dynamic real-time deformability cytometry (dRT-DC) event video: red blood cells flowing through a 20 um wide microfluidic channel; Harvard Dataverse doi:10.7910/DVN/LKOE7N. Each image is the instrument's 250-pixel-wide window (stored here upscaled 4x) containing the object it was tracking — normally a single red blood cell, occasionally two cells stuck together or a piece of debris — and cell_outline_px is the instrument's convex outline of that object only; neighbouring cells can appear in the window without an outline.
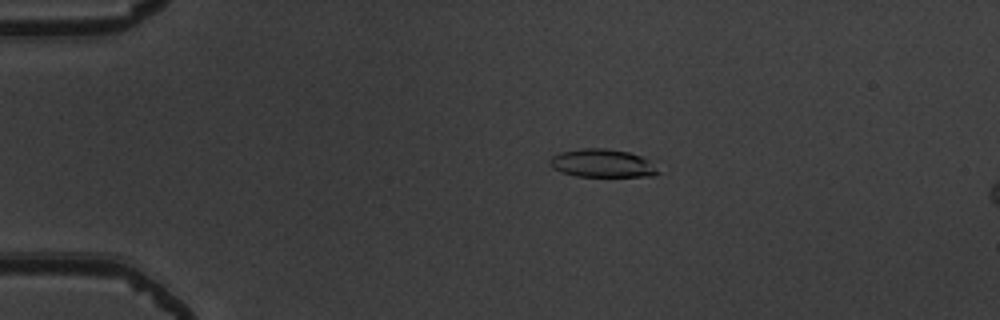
{"species": "common noctule bat (a hibernating species)", "species_latin": "Nyctalus noctula", "temperature_condition": "warm", "stored_images_in_passage": 11, "camera_frame_rate_fps": 3000, "um_per_image_px": 0.085, "animal": {"sex": "male", "body_mass_g": 19.5, "forearm_length_mm": 54.6}, "frame": {"image": 1, "passage_image": 5, "time_ms": 1.333, "image_size_px": [1000, 320], "cell_outline_px": [[660, 172], [652, 176], [576, 176], [560, 172], [552, 168], [548, 164], [548, 160], [552, 156], [560, 152], [580, 148], [604, 148], [628, 152], [640, 156]], "centroid_in_image_um": [51.08, 13.87], "position_along_channel_um": 33.9, "area_um2": 17.57}}